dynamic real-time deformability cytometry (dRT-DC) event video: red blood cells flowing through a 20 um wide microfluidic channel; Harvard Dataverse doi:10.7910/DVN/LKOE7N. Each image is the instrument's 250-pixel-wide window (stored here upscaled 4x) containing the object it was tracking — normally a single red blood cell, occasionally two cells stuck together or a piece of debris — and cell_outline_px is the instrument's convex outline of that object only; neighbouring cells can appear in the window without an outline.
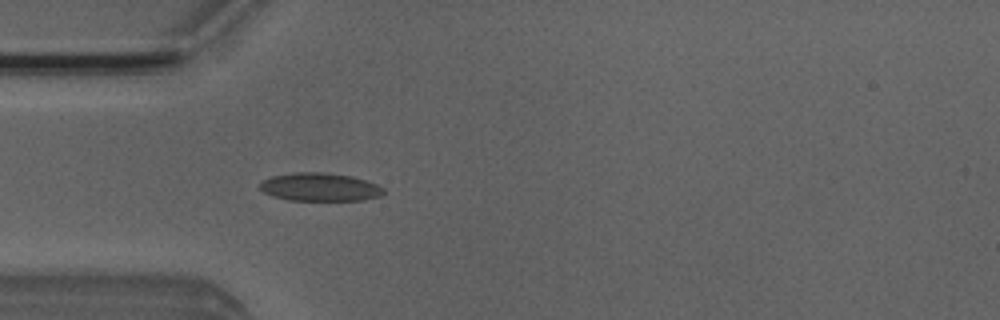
{"species": "Egyptian fruit bat (a non-hibernating species)", "species_latin": "Rousettus aegyptiacus", "temperature_condition": "room temperature", "stored_images_in_passage": 4, "camera_frame_rate_fps": 3000, "um_per_image_px": 0.085, "animal": {"sex": "male"}, "frame": {"image": 1, "passage_image": 4, "time_ms": 4.333, "image_size_px": [1000, 320], "cell_outline_px": [[384, 192], [380, 196], [364, 200], [288, 200], [272, 196], [264, 192], [260, 188], [260, 184], [264, 180], [272, 176], [296, 172], [320, 172], [352, 176], [376, 184], [384, 188]], "centroid_in_image_um": [27.19, 15.9], "position_along_channel_um": 57.8, "area_um2": 20.17}}